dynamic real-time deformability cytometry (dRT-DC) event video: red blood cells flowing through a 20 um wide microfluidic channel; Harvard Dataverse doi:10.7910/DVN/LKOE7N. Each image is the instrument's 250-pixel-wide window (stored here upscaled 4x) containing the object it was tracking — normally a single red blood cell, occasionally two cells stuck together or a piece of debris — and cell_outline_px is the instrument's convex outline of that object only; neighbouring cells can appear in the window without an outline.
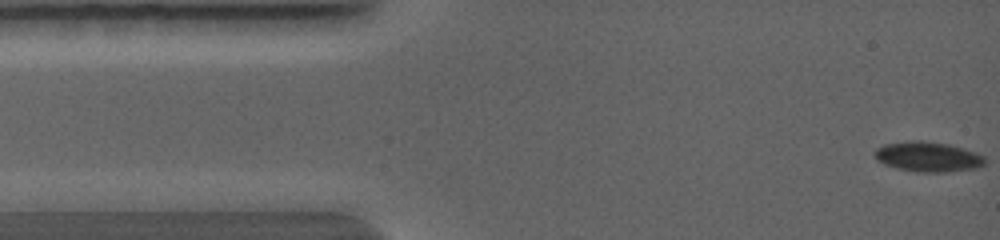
{"species": "common noctule bat (a hibernating species)", "species_latin": "Nyctalus noctula", "temperature_condition": "warm", "stored_images_in_passage": 33, "camera_frame_rate_fps": 5000, "um_per_image_px": 0.085, "animal": {"sex": "female", "body_mass_g": 19.0, "forearm_length_mm": 56.7}, "frame": {"image": 1, "passage_image": 1, "time_ms": 0.0, "image_size_px": [1000, 240], "cell_outline_px": [[980, 160], [972, 164], [948, 168], [920, 168], [896, 164], [884, 160], [876, 156], [876, 152], [884, 148], [900, 144], [932, 144], [952, 148], [964, 152]], "centroid_in_image_um": [78.68, 13.27], "position_along_channel_um": 6.3, "area_um2": 13.12}}
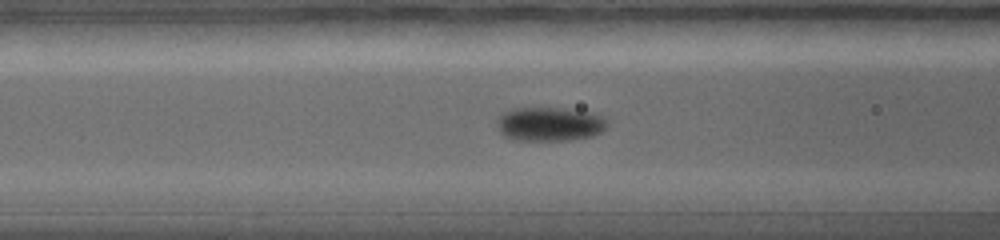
{"frame": {"image": 2, "passage_image": 24, "time_ms": 3.6, "image_size_px": [1000, 240], "cell_outline_px": [[604, 124], [596, 132], [588, 136], [560, 140], [524, 140], [508, 136], [500, 128], [500, 116], [504, 112], [512, 108], [560, 108], [584, 112], [596, 116]], "centroid_in_image_um": [46.6, 10.53], "position_along_channel_um": 120.0, "area_um2": 20.06}}
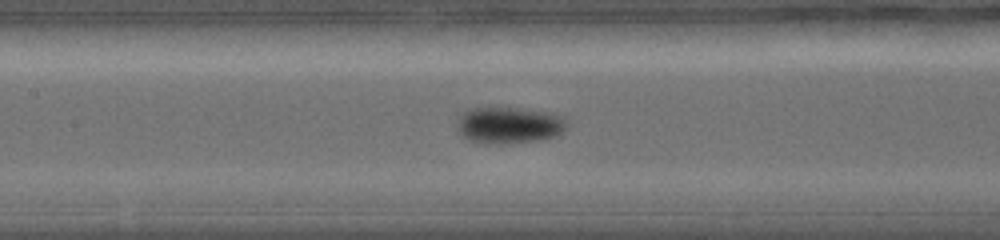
{"frame": {"image": 3, "passage_image": 29, "time_ms": 4.4, "image_size_px": [1000, 240], "cell_outline_px": [[564, 124], [552, 136], [540, 140], [500, 144], [488, 144], [472, 140], [464, 136], [460, 128], [460, 120], [464, 112], [472, 108], [492, 104], [524, 108], [552, 112], [560, 116]], "centroid_in_image_um": [43.22, 10.57], "position_along_channel_um": 164.2, "area_um2": 23.12}}